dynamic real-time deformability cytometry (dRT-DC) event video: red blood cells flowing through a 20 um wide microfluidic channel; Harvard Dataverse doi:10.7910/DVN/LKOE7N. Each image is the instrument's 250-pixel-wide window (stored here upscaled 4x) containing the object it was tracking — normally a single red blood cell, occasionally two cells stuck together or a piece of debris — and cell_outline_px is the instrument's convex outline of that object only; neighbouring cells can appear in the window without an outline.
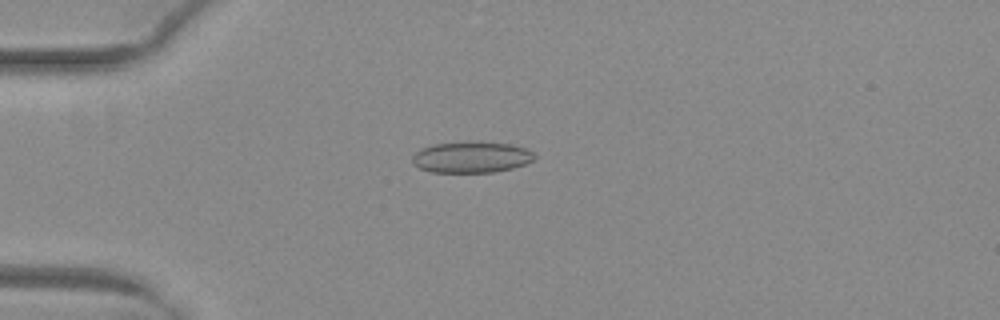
{"species": "common noctule bat (a hibernating species)", "species_latin": "Nyctalus noctula", "temperature_condition": "warm", "stored_images_in_passage": 46, "camera_frame_rate_fps": 3000, "um_per_image_px": 0.085, "animal": {"sex": "female", "body_mass_g": 29.2, "forearm_length_mm": 56.3}, "frame": {"image": 1, "passage_image": 9, "time_ms": 2.667, "image_size_px": [1000, 320], "cell_outline_px": [[536, 156], [532, 160], [524, 164], [512, 168], [492, 172], [432, 172], [420, 168], [412, 164], [412, 156], [420, 148], [432, 144], [468, 140], [480, 140], [508, 144], [524, 148], [532, 152]], "centroid_in_image_um": [40.01, 13.33], "position_along_channel_um": 45.0, "area_um2": 22.54}}
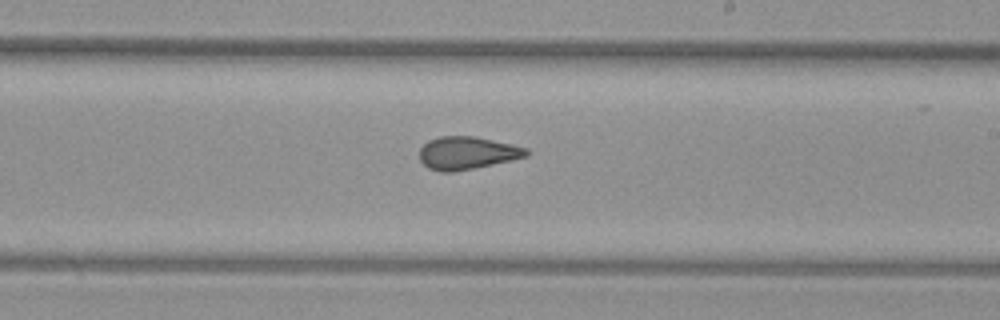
{"frame": {"image": 2, "passage_image": 26, "time_ms": 8.333, "image_size_px": [1000, 320], "cell_outline_px": [[528, 156], [492, 164], [452, 172], [440, 172], [428, 168], [420, 160], [420, 148], [428, 140], [440, 136], [476, 136], [512, 144], [528, 148]], "centroid_in_image_um": [39.69, 12.99], "position_along_channel_um": 249.3, "area_um2": 20.35}}
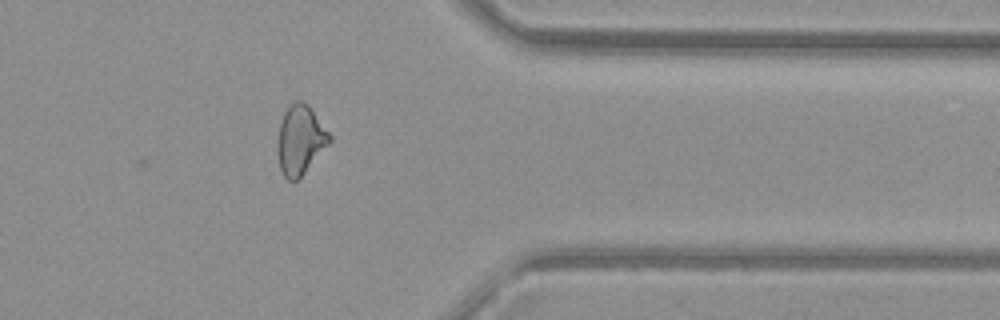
{"frame": {"image": 3, "passage_image": 37, "time_ms": 12.0, "image_size_px": [1000, 320], "cell_outline_px": [[332, 140], [300, 180], [292, 184], [284, 176], [280, 168], [276, 144], [280, 124], [284, 112], [296, 100], [300, 100], [308, 104], [332, 136]], "centroid_in_image_um": [25.53, 11.95], "position_along_channel_um": 385.9, "area_um2": 21.33}, "authors_computed_cell_mechanics": {"area_um2": 20.9236, "velocity_mm_per_s": 4.0399, "shape_relaxation_time_tau1_ms": null, "shape_relaxation_time_tau2_ms": 1.1, "deformation_change_tau1": null, "deformation_change_tau2": 0.0663}}